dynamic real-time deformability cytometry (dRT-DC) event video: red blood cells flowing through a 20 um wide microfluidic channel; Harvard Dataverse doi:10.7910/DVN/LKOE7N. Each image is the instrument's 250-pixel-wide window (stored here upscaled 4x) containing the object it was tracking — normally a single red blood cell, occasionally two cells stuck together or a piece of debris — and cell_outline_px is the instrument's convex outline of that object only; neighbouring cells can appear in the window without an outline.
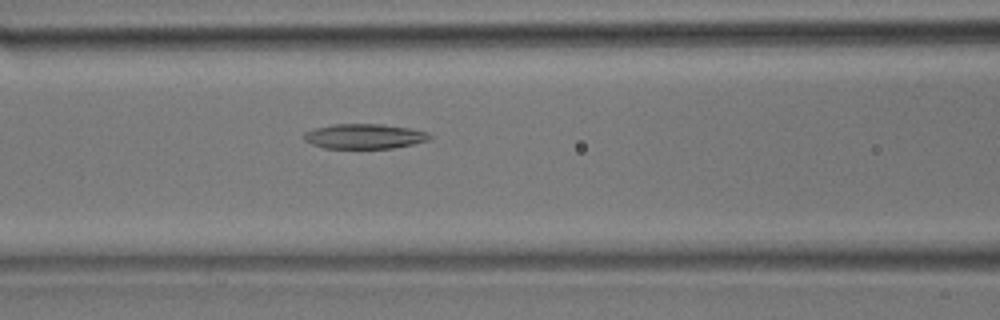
{"species": "common noctule bat (a hibernating species)", "species_latin": "Nyctalus noctula", "temperature_condition": "room temperature", "stored_images_in_passage": 36, "camera_frame_rate_fps": 3000, "um_per_image_px": 0.085, "animal": {"sex": "male", "body_mass_g": 17.9}, "frame": {"image": 1, "passage_image": 15, "time_ms": 4.667, "image_size_px": [1000, 320], "cell_outline_px": [[432, 136], [428, 140], [412, 144], [392, 148], [324, 148], [312, 144], [304, 140], [304, 132], [316, 128], [332, 124], [384, 124], [412, 128], [428, 132]], "centroid_in_image_um": [30.99, 11.58], "position_along_channel_um": 135.6, "area_um2": 18.26}}
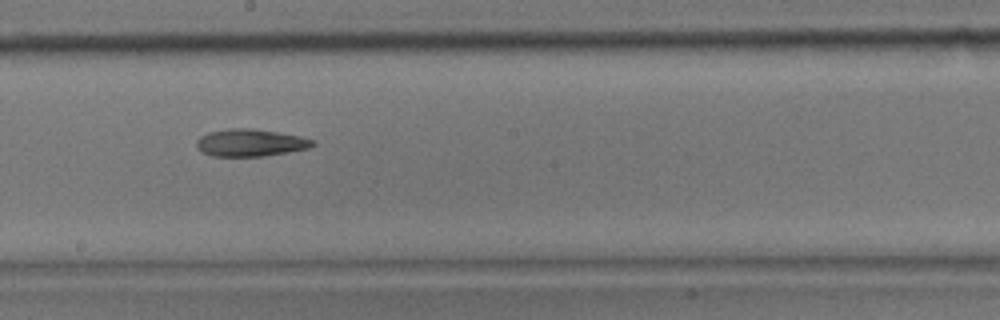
{"frame": {"image": 2, "passage_image": 20, "time_ms": 6.333, "image_size_px": [1000, 320], "cell_outline_px": [[316, 144], [308, 148], [288, 152], [264, 156], [212, 156], [200, 152], [196, 148], [196, 140], [200, 136], [208, 132], [228, 128], [252, 128], [276, 132], [316, 140]], "centroid_in_image_um": [21.23, 12.13], "position_along_channel_um": 227.0, "area_um2": 18.55}}
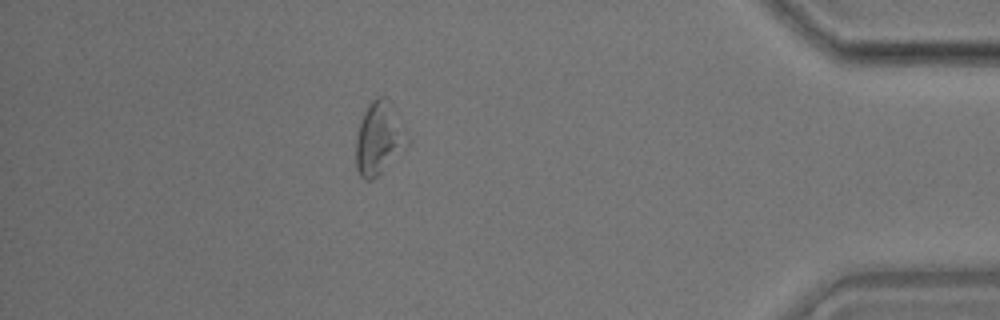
{"frame": {"image": 3, "passage_image": 32, "time_ms": 10.333, "image_size_px": [1000, 320], "cell_outline_px": [[412, 140], [372, 180], [364, 180], [360, 176], [356, 168], [356, 136], [360, 120], [368, 104], [376, 96], [384, 96], [404, 124]], "centroid_in_image_um": [32.22, 11.74], "position_along_channel_um": 403.0, "area_um2": 21.73}}